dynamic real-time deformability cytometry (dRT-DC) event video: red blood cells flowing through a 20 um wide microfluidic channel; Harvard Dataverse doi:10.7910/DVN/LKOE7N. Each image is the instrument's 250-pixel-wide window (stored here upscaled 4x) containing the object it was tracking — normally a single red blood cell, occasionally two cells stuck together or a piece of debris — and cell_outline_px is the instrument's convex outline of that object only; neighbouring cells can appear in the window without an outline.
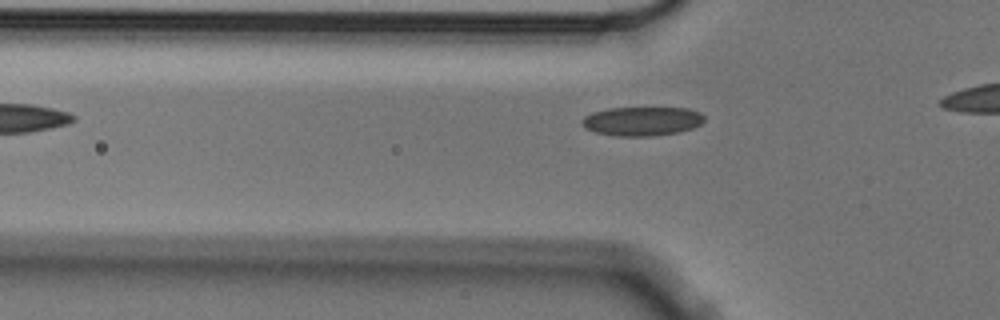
{"species": "Egyptian fruit bat (a non-hibernating species)", "species_latin": "Rousettus aegyptiacus", "temperature_condition": "cold", "stored_images_in_passage": 2, "camera_frame_rate_fps": 3000, "um_per_image_px": 0.085, "animal": {"sex": "male"}, "frame": {"image": 1, "passage_image": 2, "time_ms": 0.333, "image_size_px": [1000, 320], "cell_outline_px": [[704, 120], [700, 124], [692, 128], [676, 132], [652, 136], [616, 136], [596, 132], [584, 128], [580, 120], [584, 116], [592, 112], [608, 108], [688, 108], [700, 112], [704, 116]], "centroid_in_image_um": [54.54, 10.29], "position_along_channel_um": 71.3, "area_um2": 20.69}}